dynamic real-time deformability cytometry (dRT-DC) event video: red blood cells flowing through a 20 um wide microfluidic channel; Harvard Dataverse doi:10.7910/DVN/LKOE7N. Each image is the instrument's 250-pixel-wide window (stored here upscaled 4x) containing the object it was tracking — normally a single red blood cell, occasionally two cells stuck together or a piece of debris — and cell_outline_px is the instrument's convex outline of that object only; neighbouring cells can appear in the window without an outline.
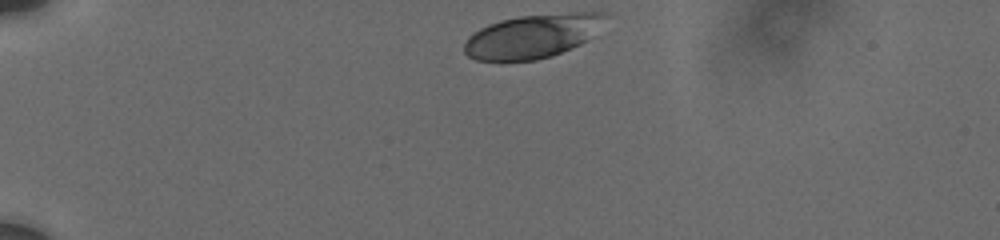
{"species": "human", "species_latin": "Homo sapiens", "temperature_condition": "cold", "stored_images_in_passage": 12, "camera_frame_rate_fps": 3000, "um_per_image_px": 0.085, "donor": {"sex": "male"}, "frame": {"image": 1, "passage_image": 1, "time_ms": 0.0, "image_size_px": [1000, 240], "cell_outline_px": [[608, 16], [588, 40], [572, 48], [552, 56], [536, 60], [500, 64], [476, 60], [468, 56], [464, 52], [464, 44], [468, 36], [480, 28], [488, 24], [500, 20], [520, 16], [576, 12], [608, 12]], "centroid_in_image_um": [45.21, 3.11], "position_along_channel_um": 39.8, "area_um2": 36.76}}